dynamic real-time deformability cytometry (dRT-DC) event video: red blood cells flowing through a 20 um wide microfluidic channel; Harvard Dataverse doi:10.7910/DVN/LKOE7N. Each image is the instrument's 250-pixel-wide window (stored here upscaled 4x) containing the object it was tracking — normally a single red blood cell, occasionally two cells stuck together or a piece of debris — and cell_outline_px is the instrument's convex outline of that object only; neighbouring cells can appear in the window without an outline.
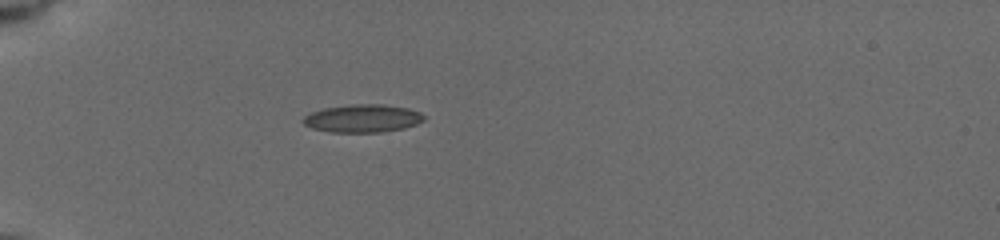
{"species": "common noctule bat (a hibernating species)", "species_latin": "Nyctalus noctula", "temperature_condition": "cold", "stored_images_in_passage": 4, "camera_frame_rate_fps": 3000, "um_per_image_px": 0.085, "animal": {"sex": "female", "body_mass_g": 19.5, "forearm_length_mm": 54.1}, "frame": {"image": 1, "passage_image": 1, "time_ms": 0.0, "image_size_px": [1000, 240], "cell_outline_px": [[424, 120], [416, 124], [404, 128], [380, 132], [332, 132], [312, 128], [304, 124], [300, 120], [304, 116], [312, 112], [324, 108], [352, 104], [380, 104], [408, 108], [420, 112], [424, 116]], "centroid_in_image_um": [30.81, 10.06], "position_along_channel_um": 54.2, "area_um2": 19.59}}
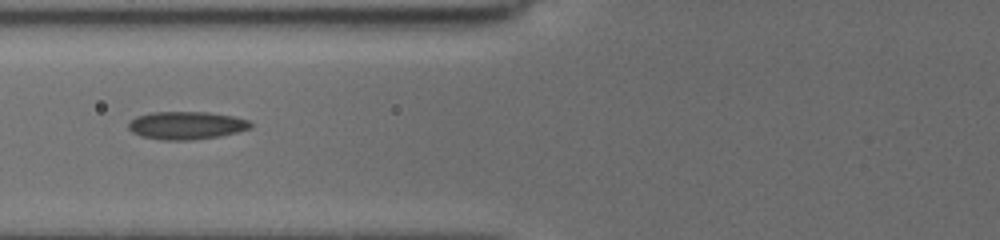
{"frame": {"image": 2, "passage_image": 3, "time_ms": 2.0, "image_size_px": [1000, 240], "cell_outline_px": [[252, 128], [220, 136], [192, 140], [160, 140], [140, 136], [132, 132], [128, 128], [128, 124], [136, 116], [152, 112], [208, 112], [232, 116], [248, 120], [252, 124]], "centroid_in_image_um": [15.83, 10.66], "position_along_channel_um": 110.0, "area_um2": 19.88}}